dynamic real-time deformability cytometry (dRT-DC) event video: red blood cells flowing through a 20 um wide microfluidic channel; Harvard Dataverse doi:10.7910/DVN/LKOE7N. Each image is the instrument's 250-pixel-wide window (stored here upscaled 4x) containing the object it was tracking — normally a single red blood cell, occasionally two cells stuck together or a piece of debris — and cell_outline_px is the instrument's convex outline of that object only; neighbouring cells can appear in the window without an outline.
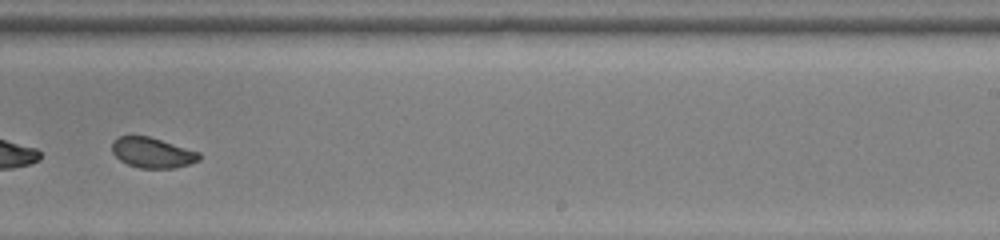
{"species": "common noctule bat (a hibernating species)", "species_latin": "Nyctalus noctula", "temperature_condition": "room temperature", "stored_images_in_passage": 39, "camera_frame_rate_fps": 3000, "um_per_image_px": 0.085, "animal": {"sex": "female", "body_mass_g": 22.0, "forearm_length_mm": 56.7}, "frame": {"image": 1, "passage_image": 23, "time_ms": 7.333, "image_size_px": [1000, 240], "cell_outline_px": [[200, 160], [176, 168], [140, 168], [128, 164], [120, 160], [112, 152], [112, 140], [120, 136], [148, 136], [200, 152]], "centroid_in_image_um": [12.94, 12.98], "position_along_channel_um": 276.1, "area_um2": 15.32}, "authors_computed_cell_mechanics": {"area_um2": 16.5308, "velocity_mm_per_s": 3.9942, "shape_relaxation_time_tau1_ms": 2.8263, "shape_relaxation_time_tau2_ms": 0.96, "deformation_change_tau1": 0.1267, "deformation_change_tau2": 0.055}}